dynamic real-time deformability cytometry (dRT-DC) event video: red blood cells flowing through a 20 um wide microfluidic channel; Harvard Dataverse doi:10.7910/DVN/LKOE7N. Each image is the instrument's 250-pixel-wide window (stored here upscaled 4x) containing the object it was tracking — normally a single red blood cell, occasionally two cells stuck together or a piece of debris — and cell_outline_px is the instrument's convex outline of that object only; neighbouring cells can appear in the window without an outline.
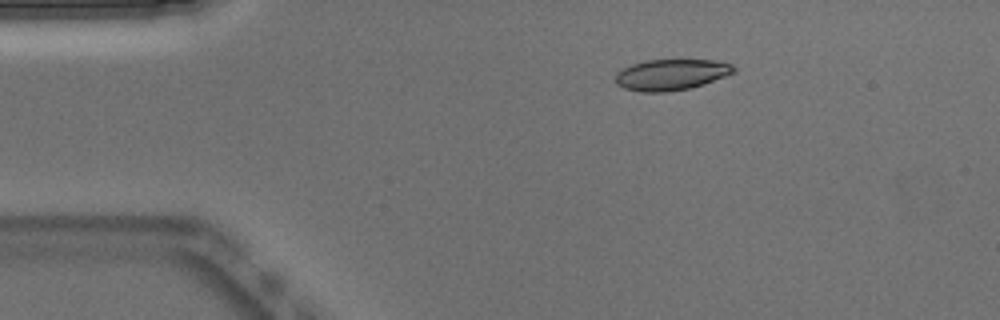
{"species": "Egyptian fruit bat (a non-hibernating species)", "species_latin": "Rousettus aegyptiacus", "temperature_condition": "warm", "stored_images_in_passage": 43, "camera_frame_rate_fps": 3000, "um_per_image_px": 0.085, "animal": {"sex": "male"}, "frame": {"image": 1, "passage_image": 1, "time_ms": 0.0, "image_size_px": [1000, 320], "cell_outline_px": [[736, 72], [704, 84], [688, 88], [668, 92], [640, 92], [624, 88], [616, 84], [616, 72], [632, 64], [644, 60], [716, 60], [732, 64], [736, 68]], "centroid_in_image_um": [57.06, 6.34], "position_along_channel_um": 27.9, "area_um2": 21.44}}
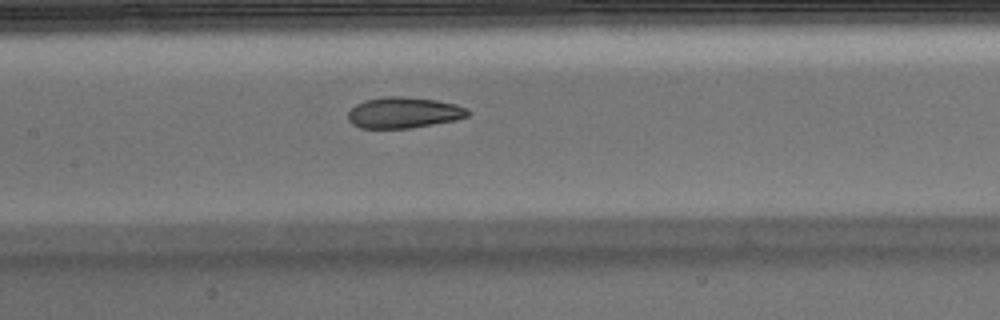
{"frame": {"image": 2, "passage_image": 16, "time_ms": 5.0, "image_size_px": [1000, 320], "cell_outline_px": [[472, 112], [468, 116], [456, 120], [412, 128], [360, 128], [352, 124], [348, 120], [348, 112], [356, 104], [364, 100], [384, 96], [400, 96], [436, 100], [456, 104], [468, 108]], "centroid_in_image_um": [34.33, 9.57], "position_along_channel_um": 173.1, "area_um2": 21.85}}
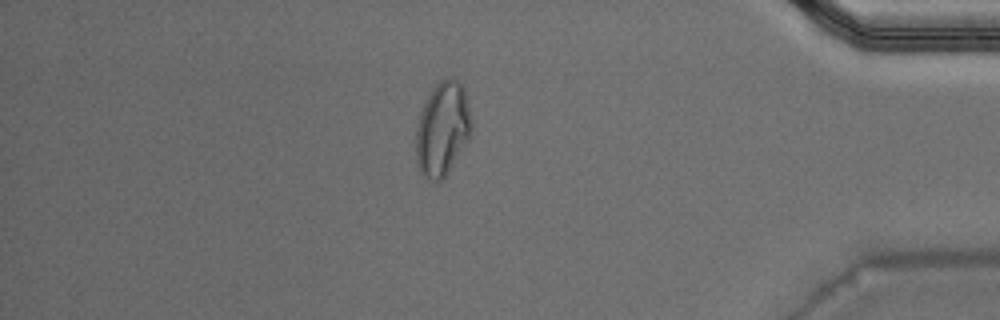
{"frame": {"image": 3, "passage_image": 36, "time_ms": 11.667, "image_size_px": [1000, 320], "cell_outline_px": [[472, 128], [468, 140], [448, 172], [436, 184], [424, 176], [420, 172], [416, 164], [416, 128], [420, 112], [432, 88], [440, 80], [448, 76], [452, 76], [460, 80], [464, 88], [472, 120]], "centroid_in_image_um": [37.61, 10.93], "position_along_channel_um": 397.6, "area_um2": 30.69}, "authors_computed_cell_mechanics": {"area_um2": 22.3108, "velocity_mm_per_s": 3.9195, "shape_relaxation_time_tau1_ms": null, "shape_relaxation_time_tau2_ms": 1.4086, "deformation_change_tau1": null, "deformation_change_tau2": 0.0643}}